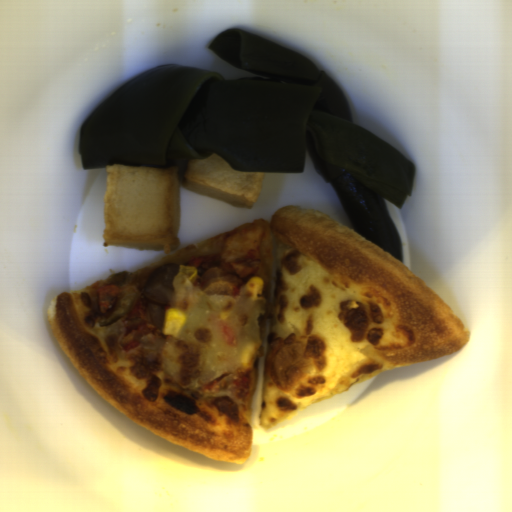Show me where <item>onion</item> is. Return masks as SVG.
<instances>
[{
    "label": "onion",
    "mask_w": 512,
    "mask_h": 512,
    "mask_svg": "<svg viewBox=\"0 0 512 512\" xmlns=\"http://www.w3.org/2000/svg\"><path fill=\"white\" fill-rule=\"evenodd\" d=\"M137 296L138 294L135 293L134 291L129 293L128 296L117 305V307L111 314H109L106 318L100 319L98 321L100 327L106 328L108 326H111L118 320H120L122 317H124L126 314H128L132 307L134 306Z\"/></svg>",
    "instance_id": "obj_1"
}]
</instances>
